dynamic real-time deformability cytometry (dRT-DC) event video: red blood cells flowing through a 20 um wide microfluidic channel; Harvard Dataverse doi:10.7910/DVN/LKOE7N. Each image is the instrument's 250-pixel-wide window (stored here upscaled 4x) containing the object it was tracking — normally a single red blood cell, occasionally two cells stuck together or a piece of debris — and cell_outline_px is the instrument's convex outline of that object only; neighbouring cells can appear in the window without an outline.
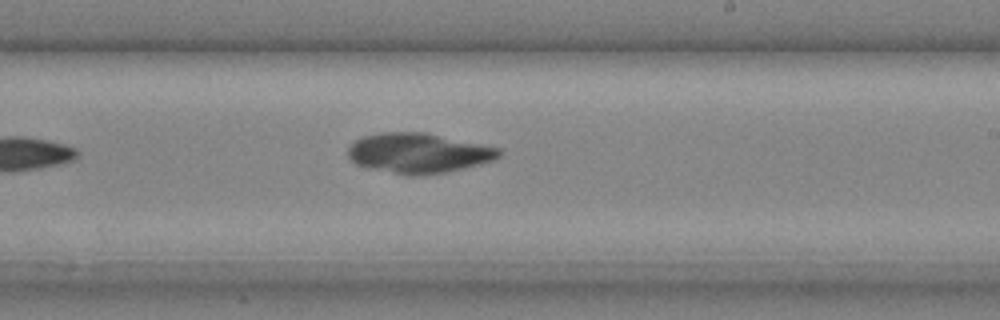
{"species": "common noctule bat (a hibernating species)", "species_latin": "Nyctalus noctula", "temperature_condition": "cold", "stored_images_in_passage": 29, "camera_frame_rate_fps": 3000, "um_per_image_px": 0.085, "animal": {"sex": "male", "body_mass_g": 20.4}, "frame": {"image": 1, "passage_image": 18, "time_ms": 5.667, "image_size_px": [1000, 320], "cell_outline_px": [[504, 152], [496, 160], [448, 172], [412, 176], [408, 176], [368, 168], [356, 164], [348, 156], [348, 148], [356, 140], [364, 136], [384, 132], [424, 132], [500, 148]], "centroid_in_image_um": [35.6, 13.02], "position_along_channel_um": 253.4, "area_um2": 35.26}}
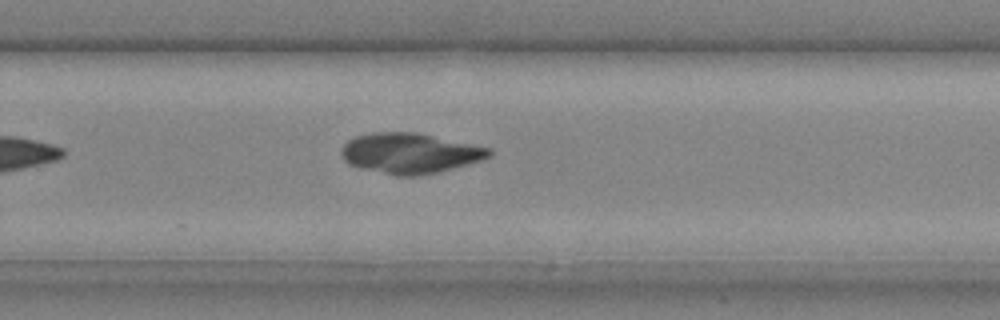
{"frame": {"image": 2, "passage_image": 20, "time_ms": 6.333, "image_size_px": [1000, 320], "cell_outline_px": [[492, 156], [484, 160], [436, 172], [412, 176], [396, 176], [360, 168], [348, 164], [344, 160], [340, 152], [344, 144], [348, 140], [356, 136], [372, 132], [420, 132], [492, 148]], "centroid_in_image_um": [34.87, 13.01], "position_along_channel_um": 294.9, "area_um2": 35.08}}